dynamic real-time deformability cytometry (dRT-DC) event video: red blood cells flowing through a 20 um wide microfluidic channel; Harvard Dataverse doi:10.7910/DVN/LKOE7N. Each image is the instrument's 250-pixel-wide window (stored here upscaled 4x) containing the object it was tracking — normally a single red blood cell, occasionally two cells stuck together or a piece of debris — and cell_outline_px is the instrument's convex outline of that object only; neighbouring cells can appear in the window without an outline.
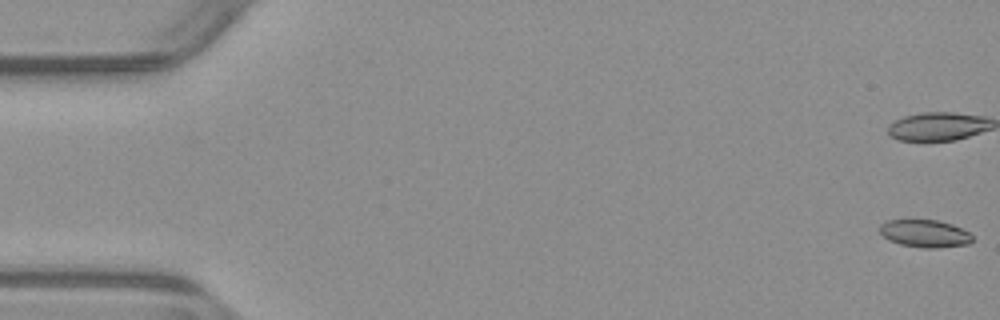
{"species": "common noctule bat (a hibernating species)", "species_latin": "Nyctalus noctula", "temperature_condition": "warm", "stored_images_in_passage": 53, "camera_frame_rate_fps": 3000, "um_per_image_px": 0.085, "animal": {"sex": "male", "body_mass_g": 23.1, "forearm_length_mm": 52.7}, "frame": {"image": 1, "passage_image": 1, "time_ms": 0.0, "image_size_px": [1000, 320], "cell_outline_px": [[972, 240], [968, 244], [936, 248], [924, 248], [900, 244], [888, 240], [880, 232], [880, 224], [888, 220], [936, 220], [952, 224], [968, 232], [972, 236]], "centroid_in_image_um": [78.6, 19.85], "position_along_channel_um": 6.4, "area_um2": 14.74}}